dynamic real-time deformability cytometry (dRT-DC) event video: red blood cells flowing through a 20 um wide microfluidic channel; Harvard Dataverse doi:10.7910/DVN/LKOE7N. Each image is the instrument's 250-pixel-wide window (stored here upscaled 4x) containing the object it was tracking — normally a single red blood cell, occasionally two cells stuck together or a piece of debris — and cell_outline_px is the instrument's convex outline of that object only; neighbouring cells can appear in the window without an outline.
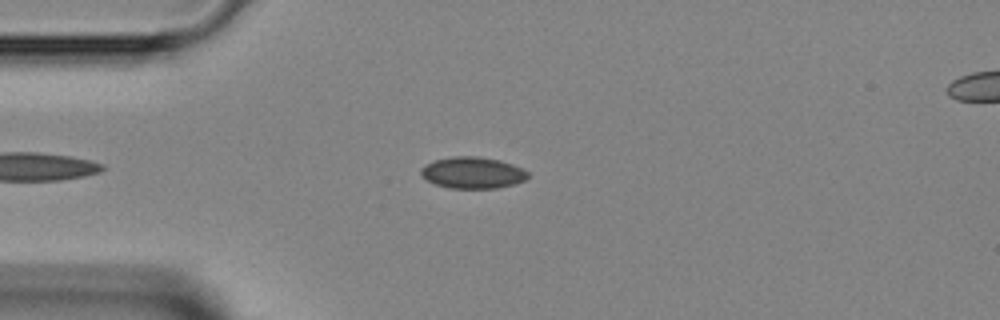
{"species": "Egyptian fruit bat (a non-hibernating species)", "species_latin": "Rousettus aegyptiacus", "temperature_condition": "room temperature", "stored_images_in_passage": 37, "camera_frame_rate_fps": 3000, "um_per_image_px": 0.085, "animal": {"sex": "female"}, "frame": {"image": 1, "passage_image": 3, "time_ms": 0.667, "image_size_px": [1000, 320], "cell_outline_px": [[528, 176], [524, 180], [516, 184], [496, 188], [448, 188], [436, 184], [420, 176], [420, 168], [424, 164], [432, 160], [452, 156], [480, 156], [500, 160], [524, 168], [528, 172]], "centroid_in_image_um": [40.15, 14.67], "position_along_channel_um": 44.8, "area_um2": 19.94}}
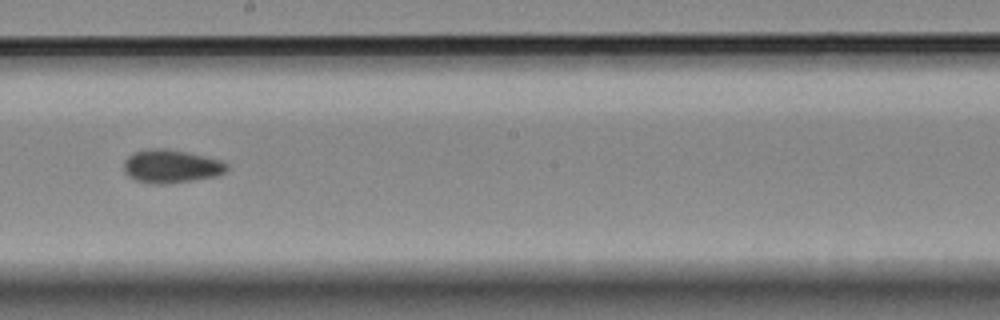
{"frame": {"image": 2, "passage_image": 17, "time_ms": 5.333, "image_size_px": [1000, 320], "cell_outline_px": [[228, 168], [224, 172], [216, 176], [168, 184], [148, 184], [136, 180], [128, 176], [124, 172], [124, 160], [128, 156], [136, 152], [148, 148], [164, 148], [204, 156], [220, 160], [228, 164]], "centroid_in_image_um": [14.51, 14.15], "position_along_channel_um": 233.7, "area_um2": 19.94}}
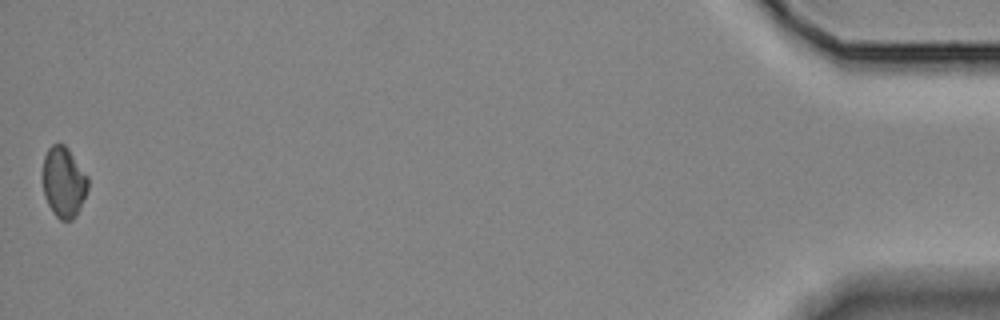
{"frame": {"image": 3, "passage_image": 37, "time_ms": 12.0, "image_size_px": [1000, 320], "cell_outline_px": [[88, 188], [80, 208], [76, 216], [72, 220], [60, 220], [52, 212], [44, 196], [44, 156], [48, 148], [52, 144], [64, 144], [68, 148], [88, 176]], "centroid_in_image_um": [5.43, 15.49], "position_along_channel_um": 429.8, "area_um2": 18.5}}